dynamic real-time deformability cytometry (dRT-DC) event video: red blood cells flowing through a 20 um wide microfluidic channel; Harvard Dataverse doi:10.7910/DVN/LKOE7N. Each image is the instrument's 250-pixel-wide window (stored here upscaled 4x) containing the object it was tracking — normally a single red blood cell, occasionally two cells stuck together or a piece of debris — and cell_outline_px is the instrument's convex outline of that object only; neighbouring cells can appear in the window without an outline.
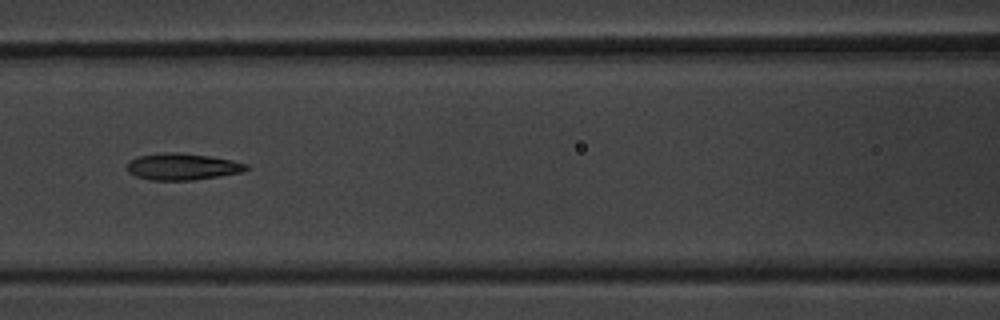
{"species": "common noctule bat (a hibernating species)", "species_latin": "Nyctalus noctula", "temperature_condition": "warm", "stored_images_in_passage": 9, "camera_frame_rate_fps": 3000, "um_per_image_px": 0.085, "animal": {"sex": "male", "body_mass_g": 20.1, "forearm_length_mm": 53.5}, "frame": {"image": 1, "passage_image": 7, "time_ms": 7.0, "image_size_px": [1000, 320], "cell_outline_px": [[248, 168], [244, 172], [220, 176], [192, 180], [152, 180], [136, 176], [128, 172], [128, 160], [140, 156], [168, 152], [180, 152], [208, 156], [232, 160], [248, 164]], "centroid_in_image_um": [15.53, 14.16], "position_along_channel_um": 151.1, "area_um2": 18.44}}
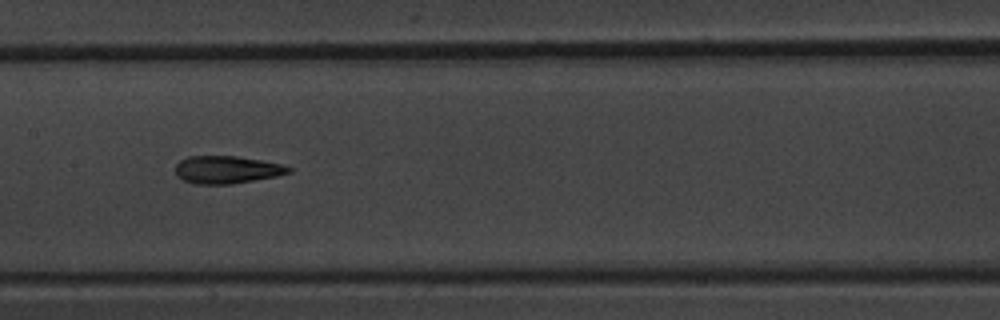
{"frame": {"image": 2, "passage_image": 8, "time_ms": 8.0, "image_size_px": [1000, 320], "cell_outline_px": [[292, 172], [276, 176], [232, 184], [196, 184], [184, 180], [176, 176], [176, 164], [180, 160], [188, 156], [236, 156], [260, 160], [280, 164], [292, 168]], "centroid_in_image_um": [19.26, 14.42], "position_along_channel_um": 188.1, "area_um2": 18.15}}
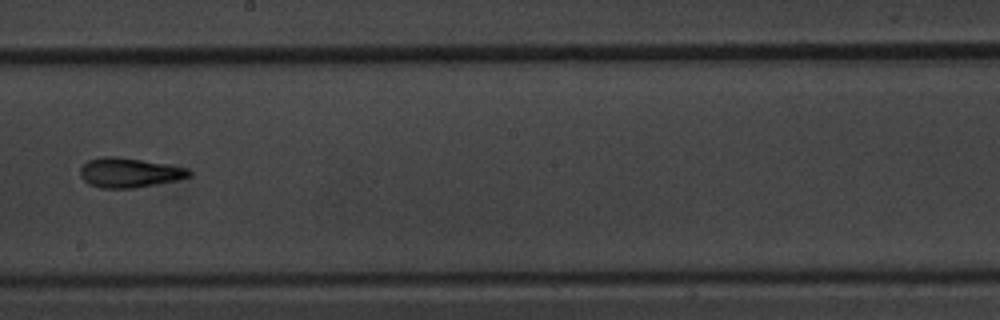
{"frame": {"image": 3, "passage_image": 9, "time_ms": 9.333, "image_size_px": [1000, 320], "cell_outline_px": [[192, 176], [176, 180], [132, 188], [100, 188], [88, 184], [80, 176], [80, 168], [88, 160], [104, 156], [116, 156], [168, 164], [184, 168], [192, 172]], "centroid_in_image_um": [10.95, 14.67], "position_along_channel_um": 237.2, "area_um2": 18.67}}